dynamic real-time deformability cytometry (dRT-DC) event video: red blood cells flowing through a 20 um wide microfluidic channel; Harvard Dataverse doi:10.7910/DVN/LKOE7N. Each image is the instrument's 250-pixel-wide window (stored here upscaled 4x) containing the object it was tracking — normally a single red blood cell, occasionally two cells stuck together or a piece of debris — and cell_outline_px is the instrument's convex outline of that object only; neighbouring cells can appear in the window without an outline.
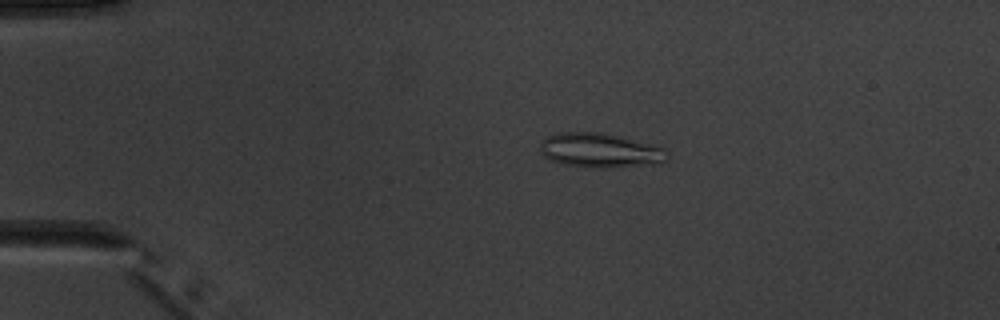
{"species": "common noctule bat (a hibernating species)", "species_latin": "Nyctalus noctula", "temperature_condition": "warm", "stored_images_in_passage": 6, "camera_frame_rate_fps": 3000, "um_per_image_px": 0.085, "animal": {"sex": "male", "body_mass_g": 20.1, "forearm_length_mm": 53.5}, "frame": {"image": 1, "passage_image": 3, "time_ms": 3.333, "image_size_px": [1000, 320], "cell_outline_px": [[668, 160], [660, 164], [604, 168], [596, 168], [564, 164], [552, 160], [544, 156], [540, 152], [540, 144], [548, 136], [560, 132], [600, 132], [652, 144], [664, 148], [668, 152]], "centroid_in_image_um": [51.05, 12.79], "position_along_channel_um": 33.9, "area_um2": 25.55}}
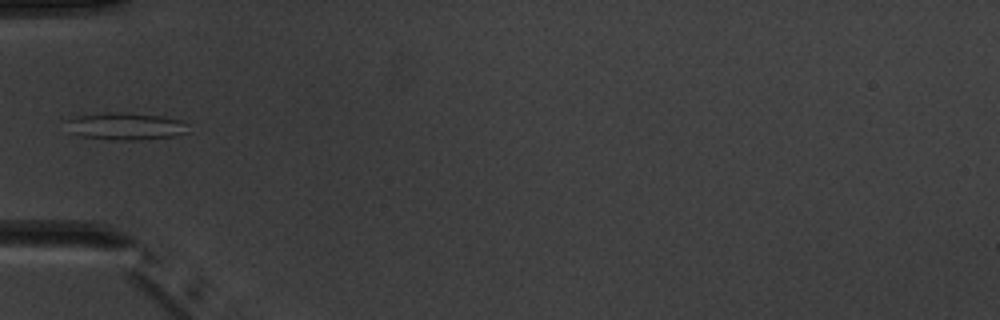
{"frame": {"image": 2, "passage_image": 5, "time_ms": 5.667, "image_size_px": [1000, 320], "cell_outline_px": [[188, 132], [176, 136], [136, 140], [116, 140], [80, 136], [68, 132], [68, 120], [80, 116], [108, 112], [120, 112], [160, 116], [180, 120], [188, 124]], "centroid_in_image_um": [10.71, 10.74], "position_along_channel_um": 74.3, "area_um2": 19.19}}
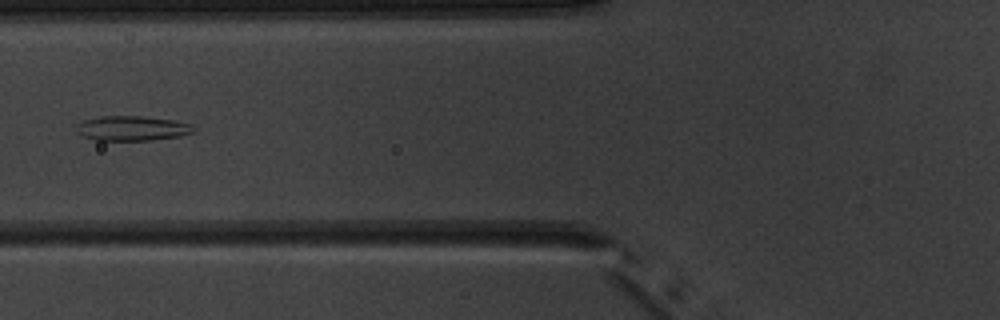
{"frame": {"image": 3, "passage_image": 6, "time_ms": 6.667, "image_size_px": [1000, 320], "cell_outline_px": [[196, 132], [180, 136], [152, 140], [96, 140], [80, 136], [76, 132], [76, 124], [84, 120], [100, 116], [140, 116], [172, 120], [192, 124], [196, 128]], "centroid_in_image_um": [11.22, 10.91], "position_along_channel_um": 114.6, "area_um2": 17.11}}